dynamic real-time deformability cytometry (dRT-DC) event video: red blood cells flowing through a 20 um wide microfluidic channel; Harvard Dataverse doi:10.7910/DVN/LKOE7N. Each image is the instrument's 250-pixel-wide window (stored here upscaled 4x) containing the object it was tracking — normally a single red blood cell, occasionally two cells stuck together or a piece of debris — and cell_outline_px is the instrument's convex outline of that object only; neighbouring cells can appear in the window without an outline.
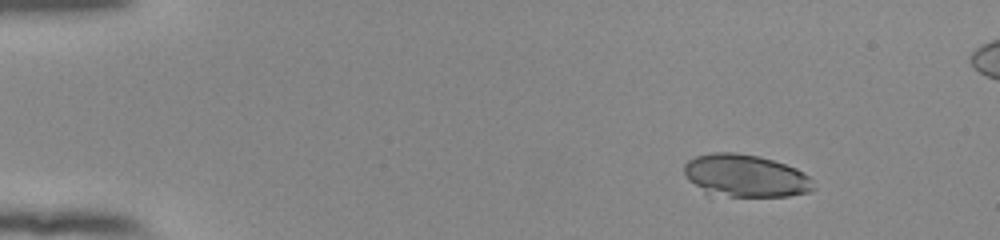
{"species": "human", "species_latin": "Homo sapiens", "temperature_condition": "room temperature", "stored_images_in_passage": 49, "segment_of_instrument_passage": [1, 2], "camera_frame_rate_fps": 3000, "um_per_image_px": 0.085, "donor": {"sex": "female"}, "frame": {"image": 1, "passage_image": 1, "time_ms": 0.0, "image_size_px": [1000, 240], "cell_outline_px": [[816, 188], [808, 192], [788, 196], [704, 196], [684, 176], [684, 164], [688, 160], [696, 156], [712, 152], [736, 152], [760, 156], [796, 168], [804, 172], [812, 180]], "centroid_in_image_um": [63.29, 14.96], "position_along_channel_um": 21.7, "area_um2": 32.71}}
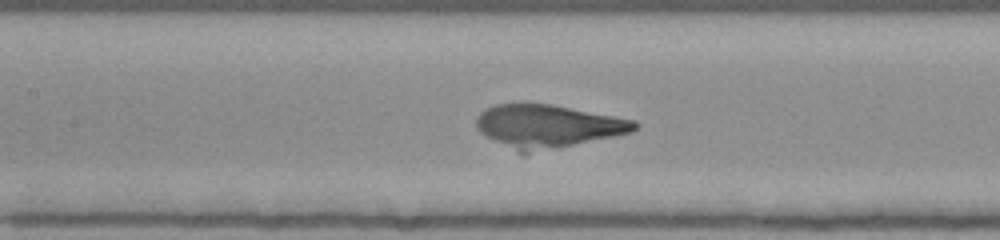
{"frame": {"image": 2, "passage_image": 20, "time_ms": 6.333, "image_size_px": [1000, 240], "cell_outline_px": [[640, 124], [632, 132], [524, 156], [480, 132], [476, 128], [476, 116], [480, 112], [496, 104], [552, 104], [636, 120]], "centroid_in_image_um": [46.56, 10.75], "position_along_channel_um": 160.8, "area_um2": 39.94}}
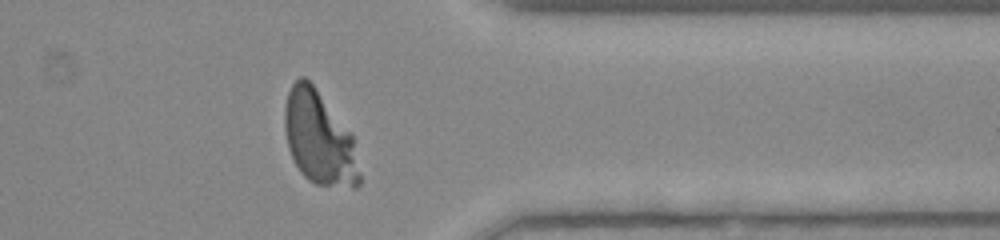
{"frame": {"image": 3, "passage_image": 38, "time_ms": 12.333, "image_size_px": [1000, 240], "cell_outline_px": [[360, 184], [356, 188], [352, 188], [316, 184], [308, 180], [300, 172], [288, 148], [284, 128], [284, 108], [288, 92], [292, 84], [300, 76], [304, 76], [312, 84], [352, 136], [360, 176]], "centroid_in_image_um": [27.1, 11.78], "position_along_channel_um": 384.3, "area_um2": 40.06}}